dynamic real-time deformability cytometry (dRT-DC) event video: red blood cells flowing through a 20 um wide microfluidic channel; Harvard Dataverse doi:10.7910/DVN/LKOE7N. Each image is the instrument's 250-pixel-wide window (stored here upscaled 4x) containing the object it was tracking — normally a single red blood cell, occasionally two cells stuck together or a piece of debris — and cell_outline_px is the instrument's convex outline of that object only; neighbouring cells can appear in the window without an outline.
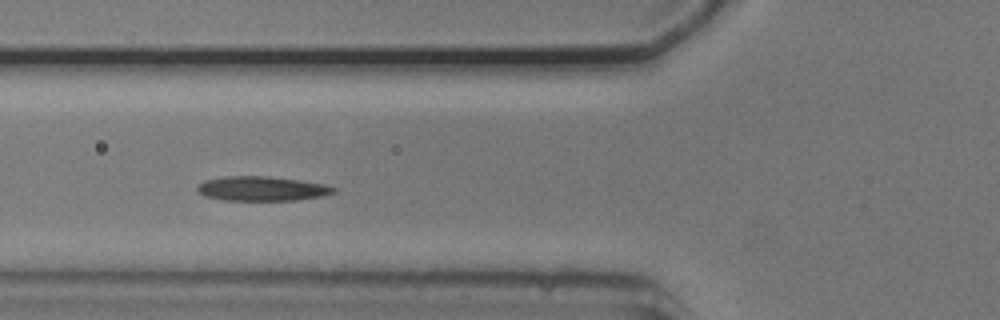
{"species": "common noctule bat (a hibernating species)", "species_latin": "Nyctalus noctula", "temperature_condition": "cold", "stored_images_in_passage": 34, "camera_frame_rate_fps": 3000, "um_per_image_px": 0.085, "animal": {"sex": "male", "body_mass_g": 20.5, "forearm_length_mm": 52.5}, "frame": {"image": 1, "passage_image": 6, "time_ms": 1.667, "image_size_px": [1000, 320], "cell_outline_px": [[336, 192], [324, 196], [296, 200], [224, 200], [204, 196], [196, 192], [196, 184], [204, 180], [224, 176], [268, 176], [300, 180], [324, 184], [336, 188]], "centroid_in_image_um": [22.22, 16.03], "position_along_channel_um": 103.6, "area_um2": 19.71}}
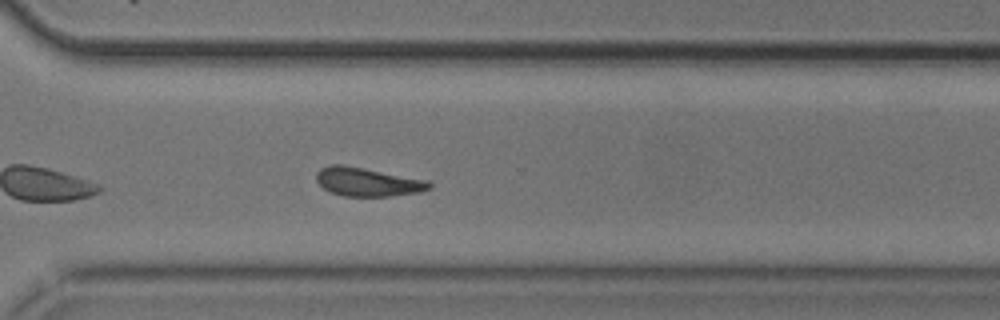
{"frame": {"image": 2, "passage_image": 25, "time_ms": 8.0, "image_size_px": [1000, 320], "cell_outline_px": [[432, 188], [420, 192], [388, 196], [344, 196], [332, 192], [324, 188], [316, 180], [316, 172], [320, 168], [332, 164], [344, 164], [428, 180], [432, 184]], "centroid_in_image_um": [31.25, 15.45], "position_along_channel_um": 339.4, "area_um2": 18.9}, "authors_computed_cell_mechanics": {"area_um2": 19.363, "velocity_mm_per_s": 3.724, "shape_relaxation_time_tau1_ms": 4.8845, "shape_relaxation_time_tau2_ms": 4.5139, "deformation_change_tau1": 0.1428, "deformation_change_tau2": 0.1158}}